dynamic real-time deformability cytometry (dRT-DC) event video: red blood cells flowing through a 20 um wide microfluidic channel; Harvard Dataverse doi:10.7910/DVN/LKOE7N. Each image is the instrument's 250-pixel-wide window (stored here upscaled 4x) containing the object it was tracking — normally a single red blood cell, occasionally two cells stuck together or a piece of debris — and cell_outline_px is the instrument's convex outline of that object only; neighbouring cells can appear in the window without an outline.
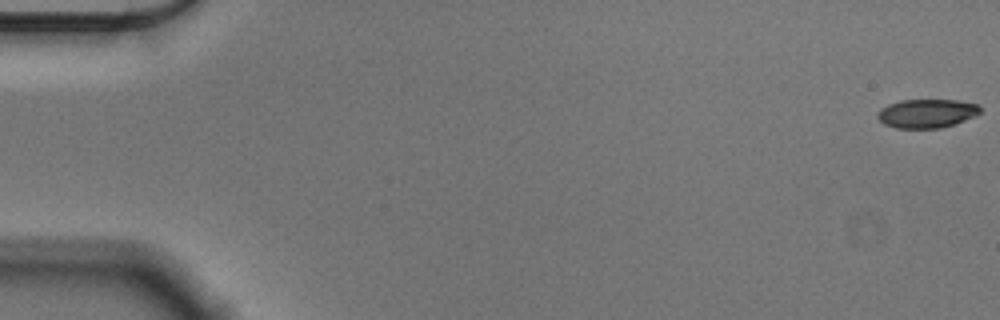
{"species": "Egyptian fruit bat (a non-hibernating species)", "species_latin": "Rousettus aegyptiacus", "temperature_condition": "cold", "stored_images_in_passage": 8, "camera_frame_rate_fps": 3000, "um_per_image_px": 0.085, "animal": {"sex": "male"}, "frame": {"image": 1, "passage_image": 1, "time_ms": 0.0, "image_size_px": [1000, 320], "cell_outline_px": [[980, 112], [964, 120], [940, 128], [896, 128], [884, 124], [876, 116], [880, 108], [888, 104], [900, 100], [956, 100], [976, 104], [980, 108]], "centroid_in_image_um": [78.71, 9.63], "position_along_channel_um": 6.3, "area_um2": 16.99}}